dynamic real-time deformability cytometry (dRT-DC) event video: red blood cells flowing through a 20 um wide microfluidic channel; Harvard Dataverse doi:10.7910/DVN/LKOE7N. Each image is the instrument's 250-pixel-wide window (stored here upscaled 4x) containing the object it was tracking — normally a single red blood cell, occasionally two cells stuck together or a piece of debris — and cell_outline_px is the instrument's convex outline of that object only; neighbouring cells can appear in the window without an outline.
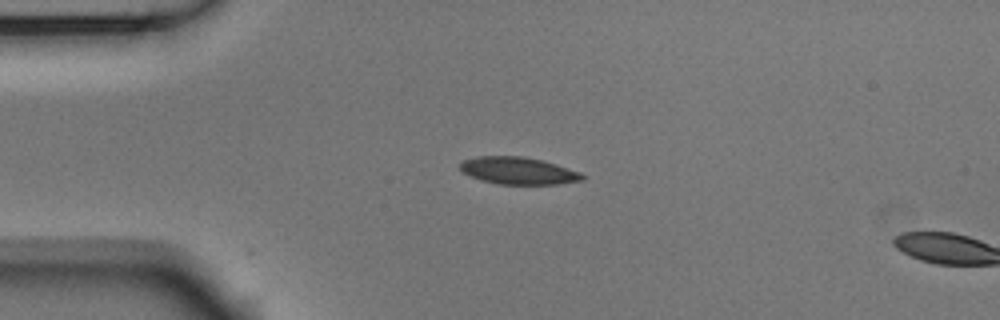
{"species": "Egyptian fruit bat (a non-hibernating species)", "species_latin": "Rousettus aegyptiacus", "temperature_condition": "room temperature", "stored_images_in_passage": 12, "camera_frame_rate_fps": 3000, "um_per_image_px": 0.085, "animal": {"sex": "male"}, "frame": {"image": 1, "passage_image": 12, "time_ms": 3.667, "image_size_px": [1000, 320], "cell_outline_px": [[584, 180], [556, 184], [496, 184], [480, 180], [464, 172], [460, 168], [460, 164], [464, 160], [480, 156], [524, 156], [540, 160], [580, 172], [584, 176]], "centroid_in_image_um": [44.04, 14.52], "position_along_channel_um": 41.0, "area_um2": 19.07}}